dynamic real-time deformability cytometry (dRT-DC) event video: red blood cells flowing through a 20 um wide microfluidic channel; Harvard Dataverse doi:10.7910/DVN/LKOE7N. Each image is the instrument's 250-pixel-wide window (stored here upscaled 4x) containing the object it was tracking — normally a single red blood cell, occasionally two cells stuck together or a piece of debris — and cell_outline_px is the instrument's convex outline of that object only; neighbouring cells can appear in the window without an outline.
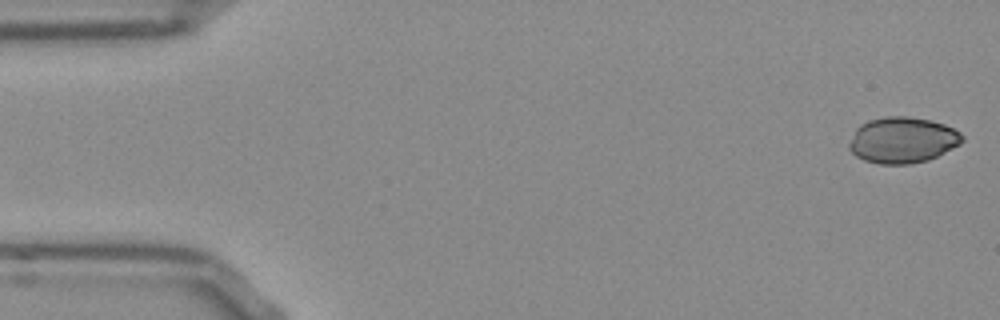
{"species": "Egyptian fruit bat (a non-hibernating species)", "species_latin": "Rousettus aegyptiacus", "temperature_condition": "room temperature", "stored_images_in_passage": 52, "camera_frame_rate_fps": 3000, "um_per_image_px": 0.085, "frame": {"image": 1, "passage_image": 1, "time_ms": 0.0, "image_size_px": [1000, 320], "cell_outline_px": [[964, 140], [960, 144], [928, 160], [908, 164], [880, 164], [864, 160], [856, 156], [848, 148], [848, 144], [856, 128], [860, 124], [868, 120], [884, 116], [908, 116], [928, 120], [944, 124], [960, 132], [964, 136]], "centroid_in_image_um": [76.69, 11.9], "position_along_channel_um": 8.3, "area_um2": 30.35}}
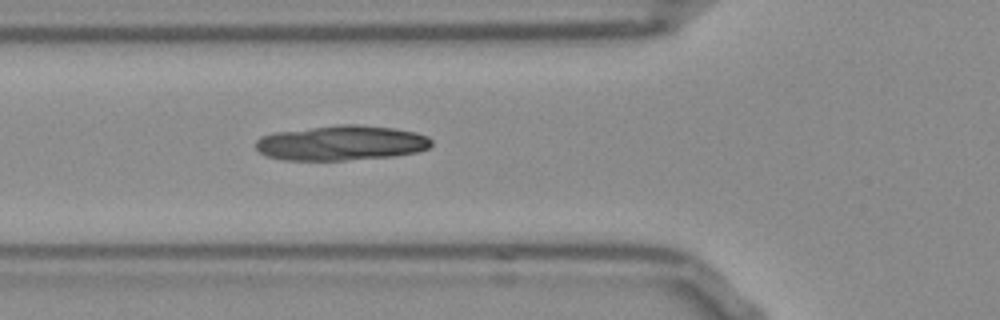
{"frame": {"image": 2, "passage_image": 18, "time_ms": 5.667, "image_size_px": [1000, 320], "cell_outline_px": [[432, 144], [428, 148], [416, 152], [392, 156], [344, 160], [284, 160], [268, 156], [260, 152], [256, 148], [256, 140], [260, 136], [276, 132], [340, 124], [360, 124], [396, 128], [416, 132], [428, 136], [432, 140]], "centroid_in_image_um": [29.03, 12.14], "position_along_channel_um": 96.8, "area_um2": 35.84}}
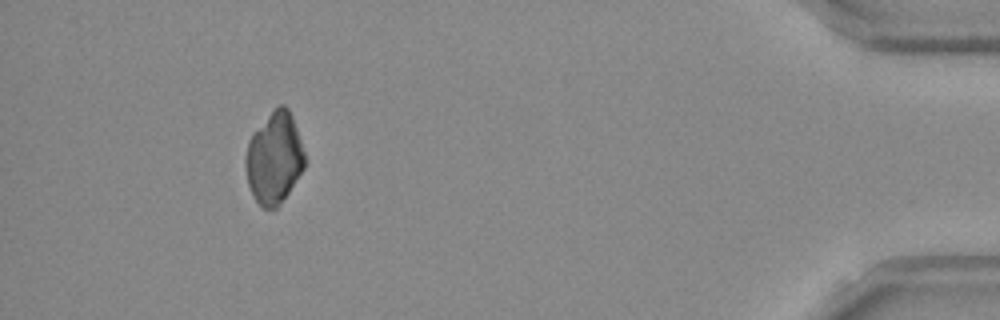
{"frame": {"image": 3, "passage_image": 48, "time_ms": 15.667, "image_size_px": [1000, 320], "cell_outline_px": [[304, 168], [280, 204], [276, 208], [264, 208], [256, 200], [248, 184], [244, 160], [248, 140], [272, 108], [280, 104], [284, 104], [288, 108], [292, 116], [304, 152]], "centroid_in_image_um": [23.29, 13.4], "position_along_channel_um": 411.9, "area_um2": 31.21}}